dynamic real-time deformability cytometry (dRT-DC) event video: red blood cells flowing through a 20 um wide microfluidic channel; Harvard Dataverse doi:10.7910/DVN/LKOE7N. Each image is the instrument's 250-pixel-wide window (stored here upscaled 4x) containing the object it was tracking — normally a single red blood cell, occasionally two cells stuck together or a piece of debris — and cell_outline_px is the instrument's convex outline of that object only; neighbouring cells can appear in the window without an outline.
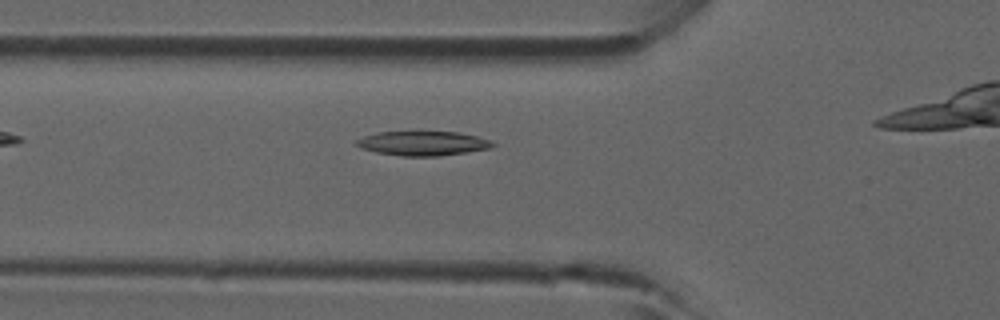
{"species": "common noctule bat (a hibernating species)", "species_latin": "Nyctalus noctula", "temperature_condition": "room temperature", "stored_images_in_passage": 11, "camera_frame_rate_fps": 3000, "um_per_image_px": 0.085, "animal": {"sex": "male", "forearm_length_mm": 52.5}, "frame": {"image": 1, "passage_image": 4, "time_ms": 1.0, "image_size_px": [1000, 320], "cell_outline_px": [[496, 144], [492, 148], [440, 156], [400, 156], [376, 152], [360, 148], [352, 144], [356, 140], [364, 136], [380, 132], [420, 128], [460, 132], [492, 140]], "centroid_in_image_um": [35.93, 12.13], "position_along_channel_um": 89.9, "area_um2": 20.63}}
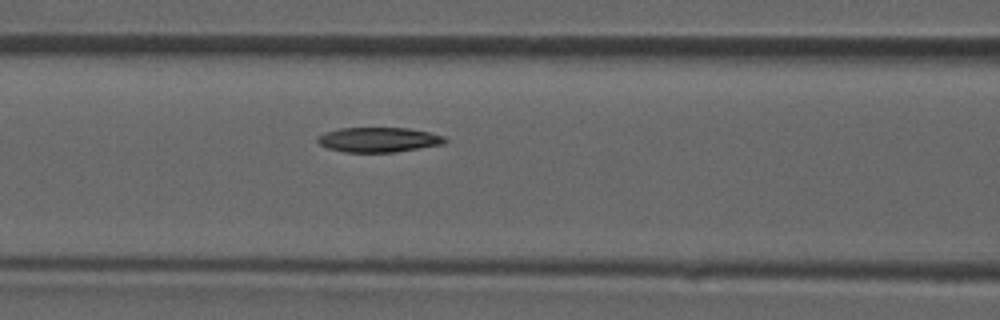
{"frame": {"image": 2, "passage_image": 7, "time_ms": 2.0, "image_size_px": [1000, 320], "cell_outline_px": [[448, 140], [444, 144], [396, 152], [344, 152], [328, 148], [320, 144], [316, 140], [316, 136], [340, 128], [408, 128], [428, 132], [444, 136]], "centroid_in_image_um": [32.19, 11.88], "position_along_channel_um": 134.4, "area_um2": 18.38}}
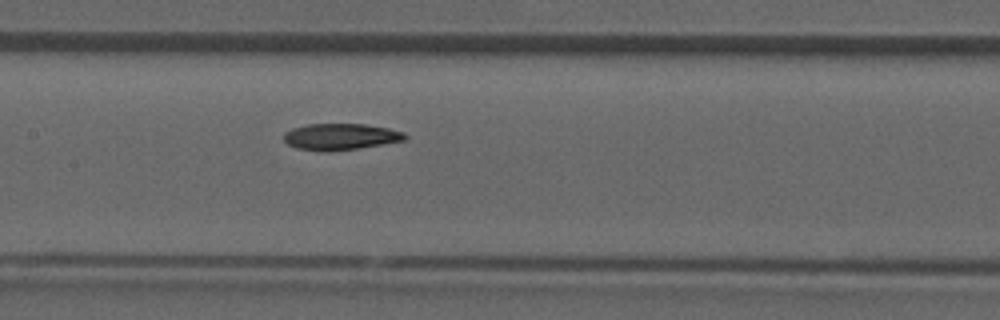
{"frame": {"image": 3, "passage_image": 10, "time_ms": 3.0, "image_size_px": [1000, 320], "cell_outline_px": [[408, 136], [404, 140], [356, 148], [324, 152], [296, 148], [288, 144], [284, 140], [284, 132], [292, 128], [308, 124], [364, 124], [388, 128], [404, 132]], "centroid_in_image_um": [28.91, 11.61], "position_along_channel_um": 178.5, "area_um2": 18.5}}